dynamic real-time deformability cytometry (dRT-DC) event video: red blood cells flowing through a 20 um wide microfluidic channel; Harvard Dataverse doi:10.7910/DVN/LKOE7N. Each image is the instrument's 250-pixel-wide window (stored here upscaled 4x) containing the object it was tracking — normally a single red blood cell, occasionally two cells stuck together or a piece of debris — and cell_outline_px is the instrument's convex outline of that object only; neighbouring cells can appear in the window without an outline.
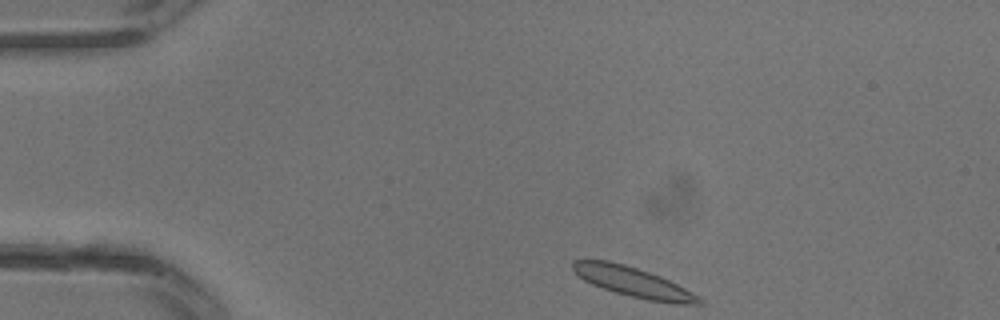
{"species": "common noctule bat (a hibernating species)", "species_latin": "Nyctalus noctula", "temperature_condition": "warm", "stored_images_in_passage": 17, "camera_frame_rate_fps": 3000, "um_per_image_px": 0.085, "animal": {"sex": "male", "body_mass_g": 13.3}, "frame": {"image": 1, "passage_image": 1, "time_ms": 0.0, "image_size_px": [1000, 320], "cell_outline_px": [[704, 300], [700, 304], [676, 304], [648, 300], [616, 292], [592, 284], [584, 280], [572, 268], [572, 260], [608, 260], [624, 264], [660, 276], [700, 296]], "centroid_in_image_um": [53.84, 23.98], "position_along_channel_um": 31.2, "area_um2": 21.56}}
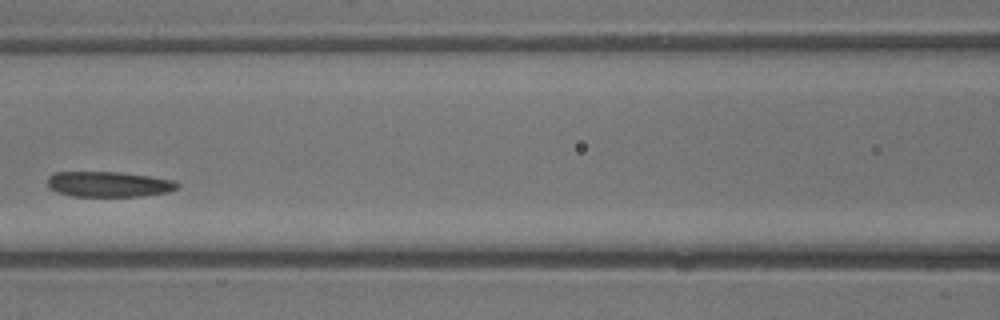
{"frame": {"image": 2, "passage_image": 10, "time_ms": 3.0, "image_size_px": [1000, 320], "cell_outline_px": [[180, 184], [176, 188], [168, 192], [140, 196], [72, 196], [56, 192], [48, 188], [48, 176], [56, 172], [120, 172], [176, 180]], "centroid_in_image_um": [9.23, 15.65], "position_along_channel_um": 157.4, "area_um2": 19.25}}
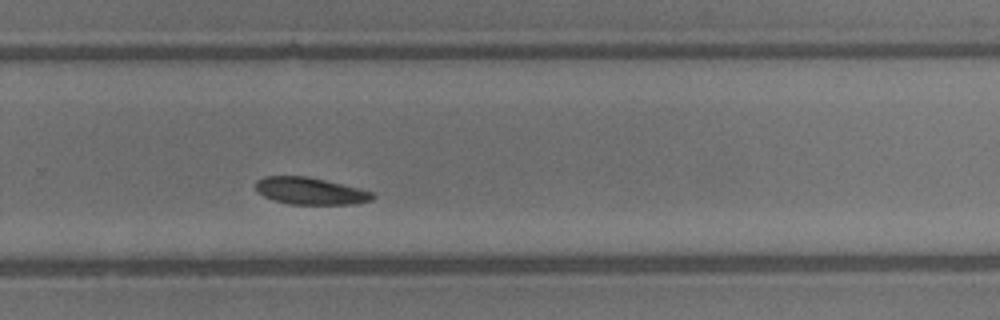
{"frame": {"image": 3, "passage_image": 17, "time_ms": 5.333, "image_size_px": [1000, 320], "cell_outline_px": [[376, 196], [372, 200], [352, 204], [288, 204], [264, 196], [256, 188], [256, 180], [264, 176], [308, 176], [372, 192]], "centroid_in_image_um": [26.36, 16.23], "position_along_channel_um": 303.4, "area_um2": 18.09}}